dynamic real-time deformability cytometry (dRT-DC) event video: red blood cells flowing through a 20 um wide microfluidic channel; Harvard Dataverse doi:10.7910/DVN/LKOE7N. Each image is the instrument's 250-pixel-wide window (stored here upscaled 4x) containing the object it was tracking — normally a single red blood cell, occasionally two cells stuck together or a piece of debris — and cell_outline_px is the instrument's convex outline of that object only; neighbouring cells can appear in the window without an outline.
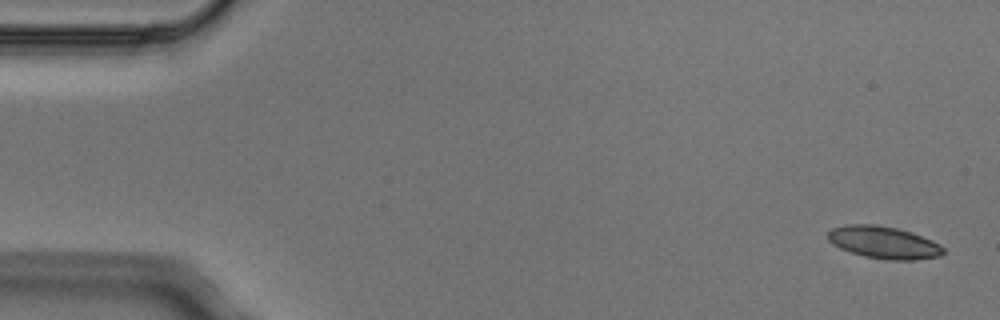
{"species": "Egyptian fruit bat (a non-hibernating species)", "species_latin": "Rousettus aegyptiacus", "temperature_condition": "cold", "stored_images_in_passage": 9, "camera_frame_rate_fps": 3000, "um_per_image_px": 0.085, "animal": {"sex": "male"}, "frame": {"image": 1, "passage_image": 1, "time_ms": 0.0, "image_size_px": [1000, 320], "cell_outline_px": [[944, 252], [940, 256], [916, 260], [888, 260], [864, 256], [848, 252], [832, 244], [828, 240], [828, 232], [832, 228], [848, 224], [872, 224], [896, 228], [912, 232], [932, 240], [940, 244], [944, 248]], "centroid_in_image_um": [75.11, 20.61], "position_along_channel_um": 9.9, "area_um2": 21.85}}
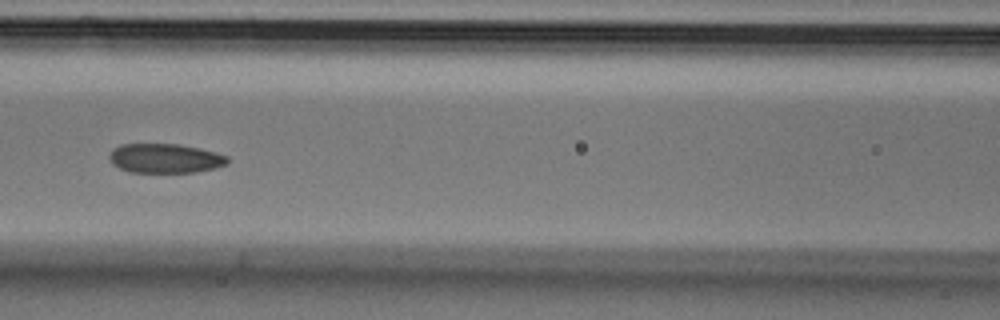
{"frame": {"image": 2, "passage_image": 6, "time_ms": 1.667, "image_size_px": [1000, 320], "cell_outline_px": [[228, 164], [196, 172], [128, 172], [112, 164], [108, 156], [112, 148], [120, 144], [180, 144], [200, 148], [216, 152], [228, 156]], "centroid_in_image_um": [14.01, 13.45], "position_along_channel_um": 152.6, "area_um2": 20.35}}
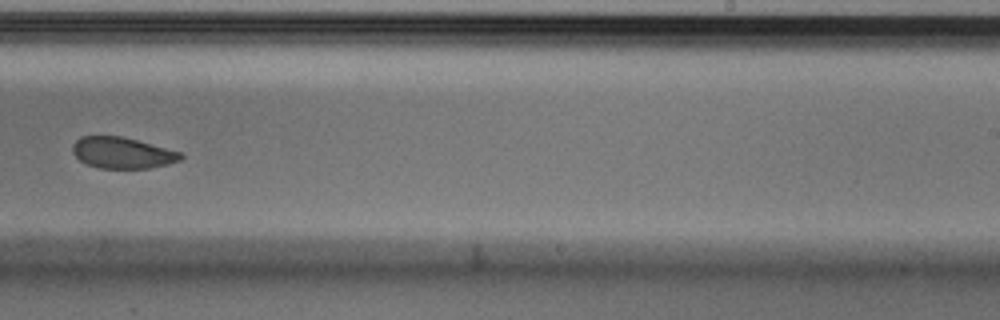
{"frame": {"image": 3, "passage_image": 9, "time_ms": 2.667, "image_size_px": [1000, 320], "cell_outline_px": [[184, 156], [180, 160], [168, 164], [148, 168], [100, 168], [88, 164], [80, 160], [72, 152], [72, 144], [80, 136], [120, 136], [184, 152]], "centroid_in_image_um": [10.42, 12.98], "position_along_channel_um": 278.6, "area_um2": 19.65}}